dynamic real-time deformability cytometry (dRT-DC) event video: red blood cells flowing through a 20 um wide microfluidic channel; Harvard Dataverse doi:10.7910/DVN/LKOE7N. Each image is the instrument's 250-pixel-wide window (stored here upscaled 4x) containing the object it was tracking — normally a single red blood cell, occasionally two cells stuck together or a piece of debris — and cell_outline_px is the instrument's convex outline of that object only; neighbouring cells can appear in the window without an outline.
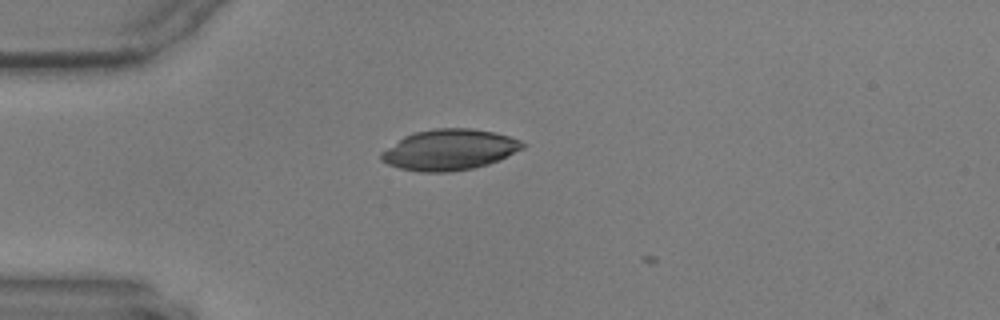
{"species": "common noctule bat (a hibernating species)", "species_latin": "Nyctalus noctula", "temperature_condition": "warm", "stored_images_in_passage": 2, "camera_frame_rate_fps": 3000, "um_per_image_px": 0.085, "animal": {"sex": "male", "body_mass_g": 17.9, "forearm_length_mm": 54.2}, "frame": {"image": 1, "passage_image": 1, "time_ms": 0.0, "image_size_px": [1000, 320], "cell_outline_px": [[528, 144], [524, 148], [500, 160], [488, 164], [472, 168], [448, 172], [420, 172], [400, 168], [388, 164], [380, 160], [380, 152], [404, 136], [416, 132], [436, 128], [472, 128], [492, 132], [508, 136], [520, 140]], "centroid_in_image_um": [38.21, 12.73], "position_along_channel_um": 46.8, "area_um2": 33.64}}